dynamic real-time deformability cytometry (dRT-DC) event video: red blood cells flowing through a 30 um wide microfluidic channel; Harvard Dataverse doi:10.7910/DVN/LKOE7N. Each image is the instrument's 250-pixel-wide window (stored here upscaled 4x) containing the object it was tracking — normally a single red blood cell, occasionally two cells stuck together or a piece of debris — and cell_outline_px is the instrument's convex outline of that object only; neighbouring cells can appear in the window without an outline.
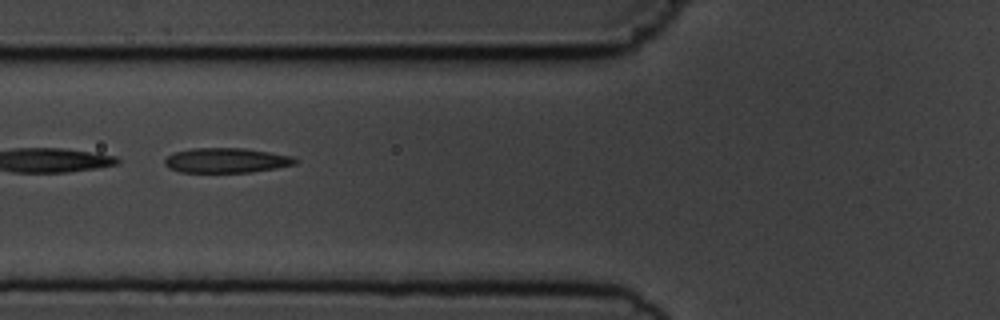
{"species": "common noctule bat (a hibernating species)", "species_latin": "Nyctalus noctula", "temperature_condition": "cold", "stored_images_in_passage": 10, "camera_frame_rate_fps": 3000, "um_per_image_px": 0.085, "animal": {"sex": "male", "body_mass_g": 19.5, "forearm_length_mm": 54.6}, "frame": {"image": 1, "passage_image": 5, "time_ms": 5.333, "image_size_px": [1000, 320], "cell_outline_px": [[300, 160], [296, 164], [276, 168], [252, 172], [180, 172], [168, 168], [164, 164], [164, 160], [172, 152], [192, 148], [244, 148], [296, 156]], "centroid_in_image_um": [19.27, 13.63], "position_along_channel_um": 106.5, "area_um2": 19.19}}
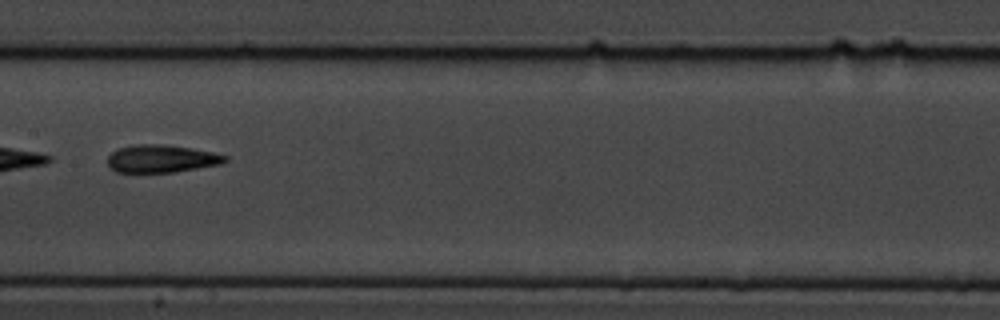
{"frame": {"image": 2, "passage_image": 7, "time_ms": 7.667, "image_size_px": [1000, 320], "cell_outline_px": [[228, 160], [220, 164], [172, 172], [116, 172], [108, 164], [108, 156], [112, 152], [120, 148], [132, 144], [164, 144], [192, 148], [212, 152], [228, 156]], "centroid_in_image_um": [13.72, 13.47], "position_along_channel_um": 193.7, "area_um2": 18.84}}
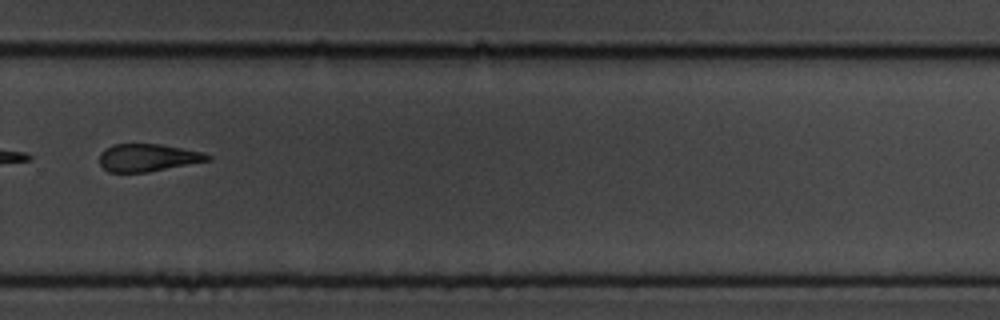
{"frame": {"image": 3, "passage_image": 10, "time_ms": 11.0, "image_size_px": [1000, 320], "cell_outline_px": [[212, 160], [148, 172], [108, 172], [100, 164], [100, 152], [104, 148], [112, 144], [160, 144], [204, 152], [212, 156]], "centroid_in_image_um": [12.57, 13.39], "position_along_channel_um": 317.2, "area_um2": 17.51}}